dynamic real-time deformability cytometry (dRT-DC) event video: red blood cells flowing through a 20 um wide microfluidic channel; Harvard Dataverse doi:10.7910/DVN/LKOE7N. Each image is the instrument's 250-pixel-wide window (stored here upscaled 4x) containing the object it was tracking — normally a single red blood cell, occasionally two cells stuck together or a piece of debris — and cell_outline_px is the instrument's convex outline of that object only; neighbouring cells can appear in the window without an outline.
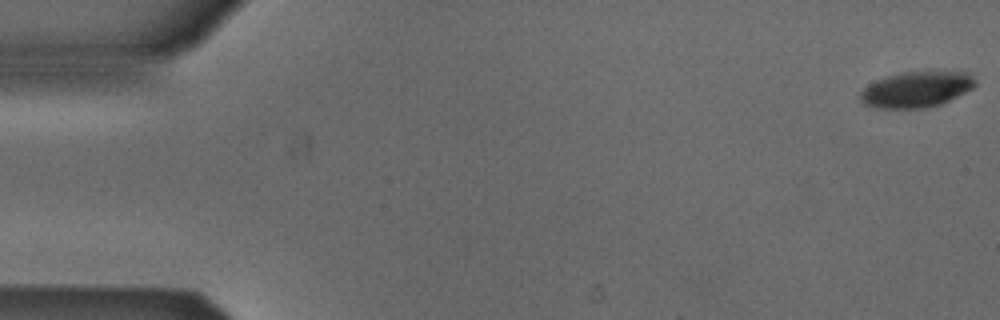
{"species": "Egyptian fruit bat (a non-hibernating species)", "species_latin": "Rousettus aegyptiacus", "temperature_condition": "cold", "stored_images_in_passage": 53, "camera_frame_rate_fps": 3000, "um_per_image_px": 0.085, "animal": {"sex": "male"}, "frame": {"image": 1, "passage_image": 1, "time_ms": 0.0, "image_size_px": [1000, 320], "cell_outline_px": [[976, 84], [972, 88], [940, 104], [928, 108], [876, 108], [864, 104], [860, 100], [860, 92], [864, 88], [876, 80], [888, 76], [904, 72], [928, 68], [968, 72], [976, 80]], "centroid_in_image_um": [77.93, 7.55], "position_along_channel_um": 7.1, "area_um2": 24.62}}
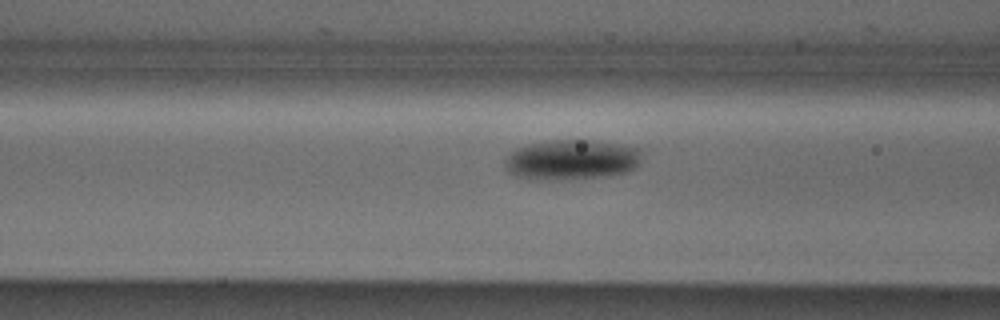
{"frame": {"image": 2, "passage_image": 21, "time_ms": 6.667, "image_size_px": [1000, 320], "cell_outline_px": [[640, 164], [636, 168], [628, 172], [600, 176], [552, 180], [528, 180], [516, 176], [508, 172], [504, 164], [508, 156], [516, 148], [528, 144], [552, 140], [592, 140], [640, 148]], "centroid_in_image_um": [48.56, 13.58], "position_along_channel_um": 118.0, "area_um2": 32.02}}
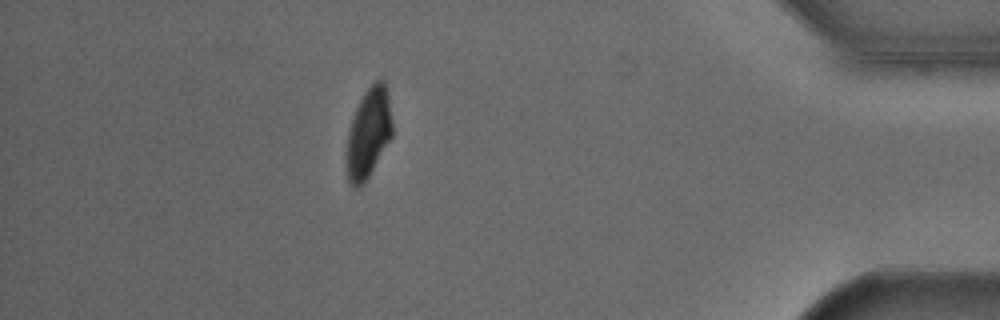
{"frame": {"image": 3, "passage_image": 47, "time_ms": 15.333, "image_size_px": [1000, 320], "cell_outline_px": [[392, 136], [364, 184], [360, 188], [352, 188], [348, 180], [344, 152], [348, 132], [356, 108], [364, 92], [380, 76], [384, 80], [388, 92], [392, 120]], "centroid_in_image_um": [31.3, 11.33], "position_along_channel_um": 403.9, "area_um2": 24.39}, "authors_computed_cell_mechanics": {"area_um2": 28.033, "velocity_mm_per_s": 3.8605, "shape_relaxation_time_tau1_ms": 1.5904, "shape_relaxation_time_tau2_ms": null, "deformation_change_tau1": 0.1124, "deformation_change_tau2": null}}